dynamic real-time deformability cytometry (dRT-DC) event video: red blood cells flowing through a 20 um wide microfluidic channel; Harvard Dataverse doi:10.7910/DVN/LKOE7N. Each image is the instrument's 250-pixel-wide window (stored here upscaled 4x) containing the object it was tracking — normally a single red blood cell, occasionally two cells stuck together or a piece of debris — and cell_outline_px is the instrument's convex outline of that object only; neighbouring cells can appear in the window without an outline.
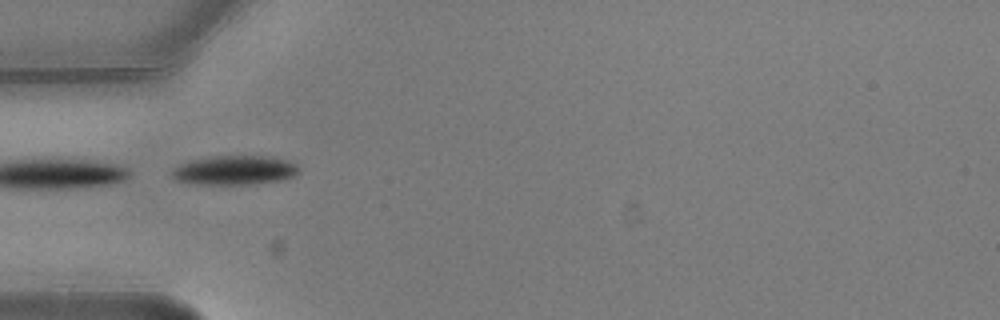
{"species": "common noctule bat (a hibernating species)", "species_latin": "Nyctalus noctula", "temperature_condition": "warm", "stored_images_in_passage": 2, "camera_frame_rate_fps": 3000, "um_per_image_px": 0.085, "animal": {"sex": "male", "body_mass_g": 20.5, "forearm_length_mm": 52.5}, "frame": {"image": 1, "passage_image": 1, "time_ms": 0.0, "image_size_px": [1000, 320], "cell_outline_px": [[300, 172], [296, 176], [284, 180], [252, 184], [196, 184], [172, 180], [172, 168], [180, 164], [192, 160], [212, 156], [272, 156], [288, 160], [296, 164], [300, 168]], "centroid_in_image_um": [19.98, 14.47], "position_along_channel_um": 65.0, "area_um2": 22.02}}
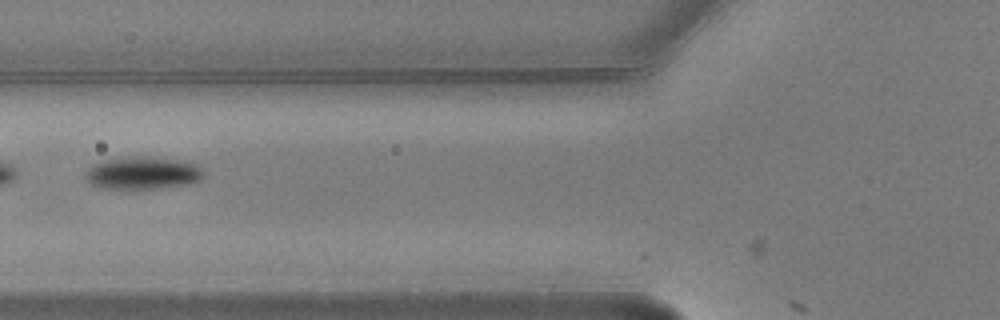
{"frame": {"image": 2, "passage_image": 2, "time_ms": 0.333, "image_size_px": [1000, 320], "cell_outline_px": [[204, 176], [200, 180], [188, 184], [160, 188], [100, 188], [92, 184], [84, 176], [84, 172], [88, 168], [104, 160], [132, 156], [148, 156], [176, 160], [196, 164], [204, 172]], "centroid_in_image_um": [12.13, 14.7], "position_along_channel_um": 113.7, "area_um2": 22.25}}